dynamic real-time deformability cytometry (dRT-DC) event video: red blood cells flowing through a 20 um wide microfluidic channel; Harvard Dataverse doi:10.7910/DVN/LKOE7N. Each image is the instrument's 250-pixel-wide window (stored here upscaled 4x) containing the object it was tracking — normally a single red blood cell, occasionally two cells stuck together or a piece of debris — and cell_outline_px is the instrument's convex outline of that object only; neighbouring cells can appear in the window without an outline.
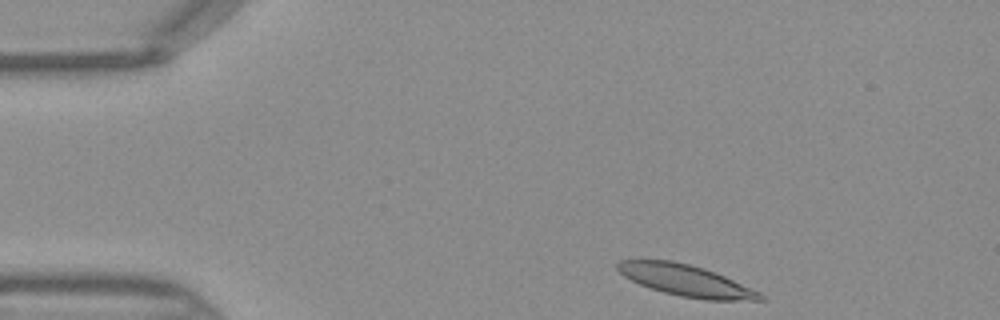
{"species": "Egyptian fruit bat (a non-hibernating species)", "species_latin": "Rousettus aegyptiacus", "temperature_condition": "warm", "stored_images_in_passage": 11, "camera_frame_rate_fps": 3000, "um_per_image_px": 0.085, "frame": {"image": 1, "passage_image": 1, "time_ms": 0.0, "image_size_px": [1000, 320], "cell_outline_px": [[764, 300], [704, 300], [680, 296], [664, 292], [640, 284], [624, 276], [616, 268], [616, 264], [620, 260], [672, 260], [704, 268], [716, 272], [760, 292], [764, 296]], "centroid_in_image_um": [58.32, 23.84], "position_along_channel_um": 26.7, "area_um2": 25.89}}
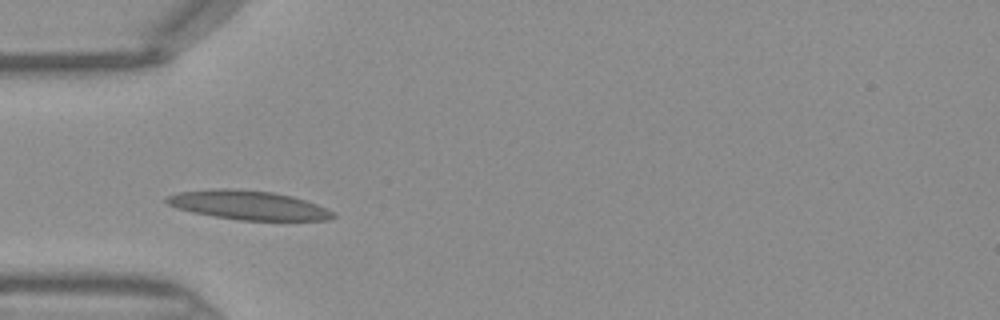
{"frame": {"image": 2, "passage_image": 8, "time_ms": 2.333, "image_size_px": [1000, 320], "cell_outline_px": [[336, 216], [328, 220], [240, 220], [192, 212], [176, 208], [168, 204], [164, 200], [164, 196], [180, 192], [212, 188], [232, 188], [272, 192], [292, 196], [316, 204], [336, 212]], "centroid_in_image_um": [21.08, 17.43], "position_along_channel_um": 63.9, "area_um2": 28.21}}
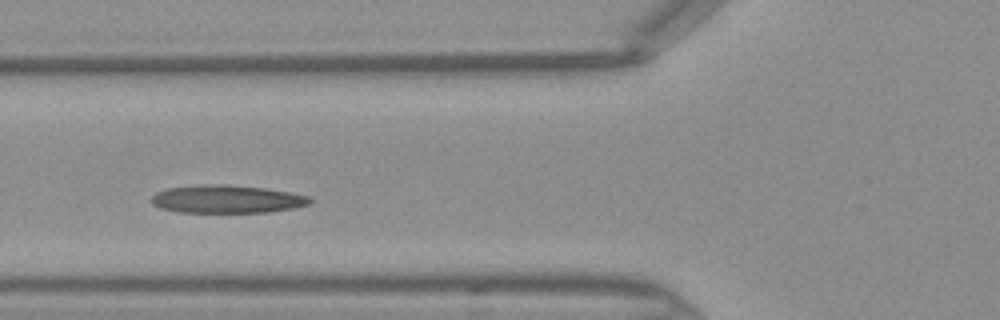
{"frame": {"image": 3, "passage_image": 11, "time_ms": 3.333, "image_size_px": [1000, 320], "cell_outline_px": [[312, 200], [308, 204], [292, 208], [268, 212], [176, 212], [160, 208], [152, 204], [148, 200], [156, 192], [168, 188], [204, 184], [224, 184], [264, 188], [288, 192], [308, 196]], "centroid_in_image_um": [19.21, 16.92], "position_along_channel_um": 106.6, "area_um2": 25.78}}